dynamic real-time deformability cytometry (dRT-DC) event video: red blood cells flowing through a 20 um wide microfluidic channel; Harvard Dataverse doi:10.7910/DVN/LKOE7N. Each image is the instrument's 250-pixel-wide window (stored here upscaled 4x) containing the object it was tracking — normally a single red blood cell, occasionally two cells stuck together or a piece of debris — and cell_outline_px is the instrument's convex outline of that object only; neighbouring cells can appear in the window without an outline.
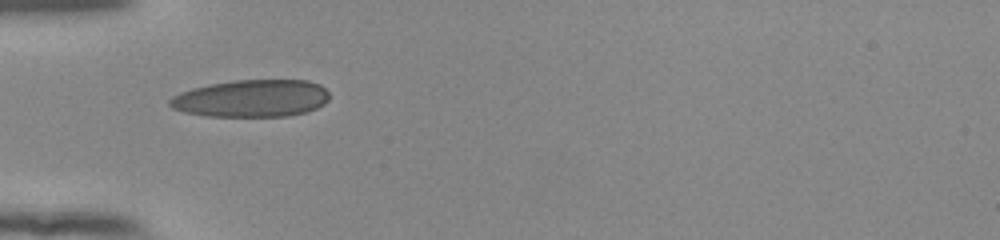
{"species": "human", "species_latin": "Homo sapiens", "temperature_condition": "room temperature", "stored_images_in_passage": 36, "camera_frame_rate_fps": 3000, "um_per_image_px": 0.085, "donor": {"sex": "female"}, "frame": {"image": 1, "passage_image": 1, "time_ms": 0.0, "image_size_px": [1000, 240], "cell_outline_px": [[328, 100], [324, 104], [308, 112], [288, 116], [204, 116], [184, 112], [172, 108], [168, 104], [168, 100], [172, 96], [180, 92], [192, 88], [208, 84], [236, 80], [308, 80], [320, 84], [328, 92]], "centroid_in_image_um": [21.36, 8.36], "position_along_channel_um": 63.6, "area_um2": 34.97}}
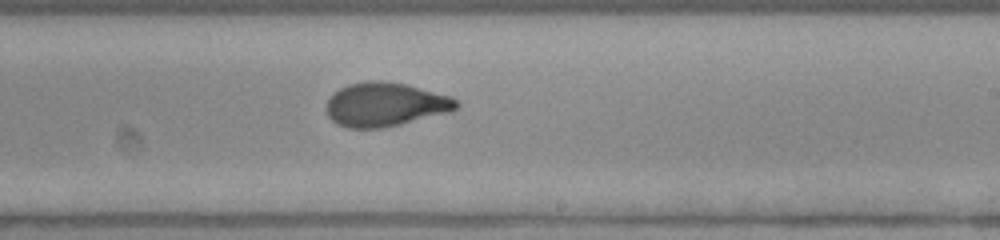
{"frame": {"image": 2, "passage_image": 16, "time_ms": 5.0, "image_size_px": [1000, 240], "cell_outline_px": [[460, 104], [452, 112], [384, 128], [348, 128], [336, 124], [328, 116], [324, 108], [332, 92], [348, 84], [368, 80], [384, 80], [408, 84], [452, 96]], "centroid_in_image_um": [32.74, 8.87], "position_along_channel_um": 256.3, "area_um2": 33.93}}
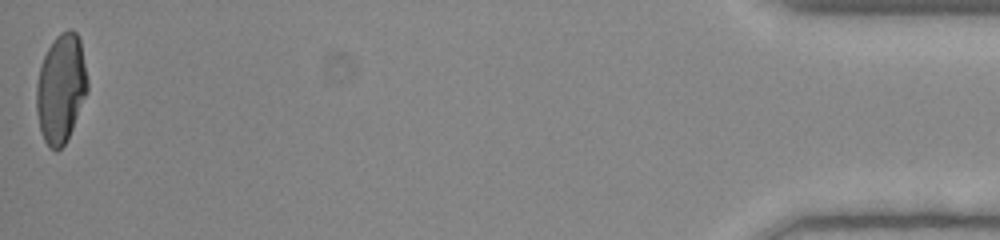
{"frame": {"image": 3, "passage_image": 36, "time_ms": 11.667, "image_size_px": [1000, 240], "cell_outline_px": [[88, 92], [72, 128], [64, 144], [56, 152], [48, 148], [40, 132], [36, 112], [36, 84], [40, 64], [48, 48], [56, 36], [60, 32], [68, 28], [72, 28], [76, 32], [80, 40], [88, 80]], "centroid_in_image_um": [5.17, 7.51], "position_along_channel_um": 430.0, "area_um2": 32.71}, "authors_computed_cell_mechanics": {"area_um2": 33.0327, "velocity_mm_per_s": 3.9266, "shape_relaxation_time_tau1_ms": 9.0076, "shape_relaxation_time_tau2_ms": 1.0861, "deformation_change_tau1": 0.2667, "deformation_change_tau2": 0.0659}}